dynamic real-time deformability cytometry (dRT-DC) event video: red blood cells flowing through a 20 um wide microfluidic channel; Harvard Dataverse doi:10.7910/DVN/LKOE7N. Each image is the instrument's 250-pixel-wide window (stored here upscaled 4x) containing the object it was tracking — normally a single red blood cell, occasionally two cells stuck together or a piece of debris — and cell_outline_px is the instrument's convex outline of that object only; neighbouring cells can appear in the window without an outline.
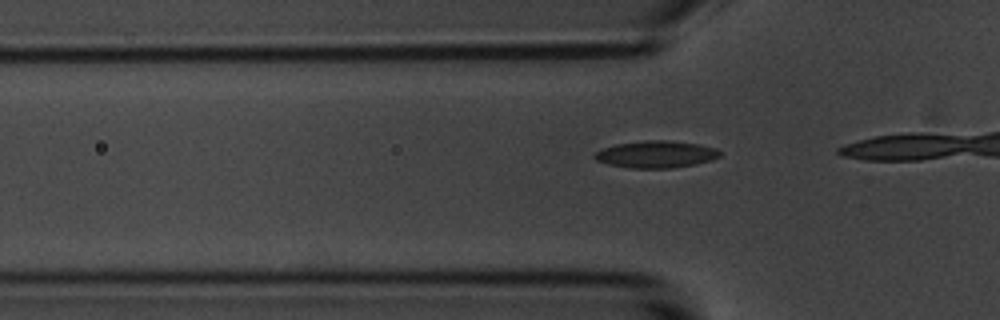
{"species": "common noctule bat (a hibernating species)", "species_latin": "Nyctalus noctula", "temperature_condition": "room temperature", "stored_images_in_passage": 16, "camera_frame_rate_fps": 3000, "um_per_image_px": 0.085, "animal": {"sex": "male", "body_mass_g": 20.1, "forearm_length_mm": 53.5}, "frame": {"image": 1, "passage_image": 13, "time_ms": 4.0, "image_size_px": [1000, 320], "cell_outline_px": [[720, 156], [712, 160], [696, 164], [672, 168], [628, 168], [608, 164], [596, 160], [592, 156], [596, 152], [604, 148], [616, 144], [648, 140], [672, 140], [700, 144], [716, 148], [720, 152]], "centroid_in_image_um": [55.78, 13.11], "position_along_channel_um": 70.0, "area_um2": 19.83}}